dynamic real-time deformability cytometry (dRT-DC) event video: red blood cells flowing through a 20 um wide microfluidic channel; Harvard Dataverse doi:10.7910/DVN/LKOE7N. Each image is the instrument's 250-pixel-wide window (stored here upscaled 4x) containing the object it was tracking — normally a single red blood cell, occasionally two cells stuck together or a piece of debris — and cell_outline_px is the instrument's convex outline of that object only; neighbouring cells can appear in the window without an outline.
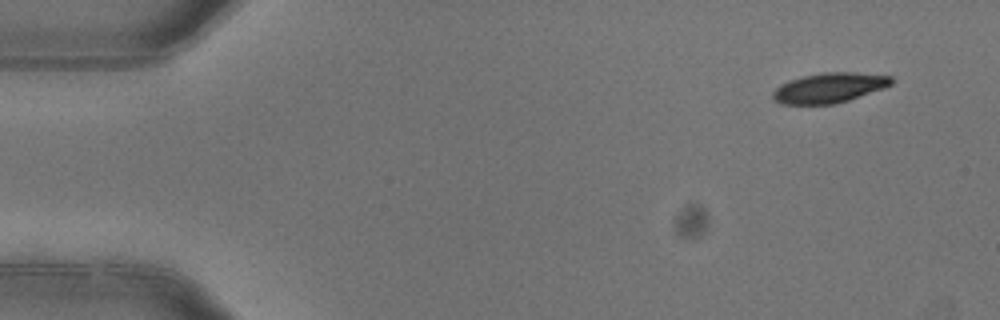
{"species": "common noctule bat (a hibernating species)", "species_latin": "Nyctalus noctula", "temperature_condition": "warm", "stored_images_in_passage": 4, "camera_frame_rate_fps": 3000, "um_per_image_px": 0.085, "animal": {"sex": "female"}, "frame": {"image": 1, "passage_image": 1, "time_ms": 0.0, "image_size_px": [1000, 320], "cell_outline_px": [[896, 80], [892, 84], [884, 88], [836, 104], [780, 104], [772, 96], [772, 92], [780, 84], [788, 80], [804, 76], [824, 72], [852, 72], [892, 76]], "centroid_in_image_um": [70.5, 7.46], "position_along_channel_um": 14.5, "area_um2": 20.75}}
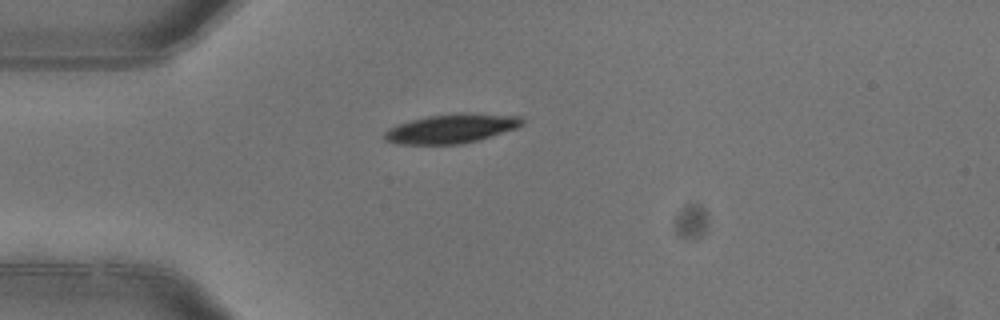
{"frame": {"image": 2, "passage_image": 3, "time_ms": 0.667, "image_size_px": [1000, 320], "cell_outline_px": [[524, 124], [516, 128], [480, 140], [464, 144], [396, 144], [384, 140], [384, 132], [388, 128], [412, 120], [428, 116], [460, 112], [464, 112], [520, 116], [524, 120]], "centroid_in_image_um": [38.39, 10.93], "position_along_channel_um": 46.6, "area_um2": 23.58}}